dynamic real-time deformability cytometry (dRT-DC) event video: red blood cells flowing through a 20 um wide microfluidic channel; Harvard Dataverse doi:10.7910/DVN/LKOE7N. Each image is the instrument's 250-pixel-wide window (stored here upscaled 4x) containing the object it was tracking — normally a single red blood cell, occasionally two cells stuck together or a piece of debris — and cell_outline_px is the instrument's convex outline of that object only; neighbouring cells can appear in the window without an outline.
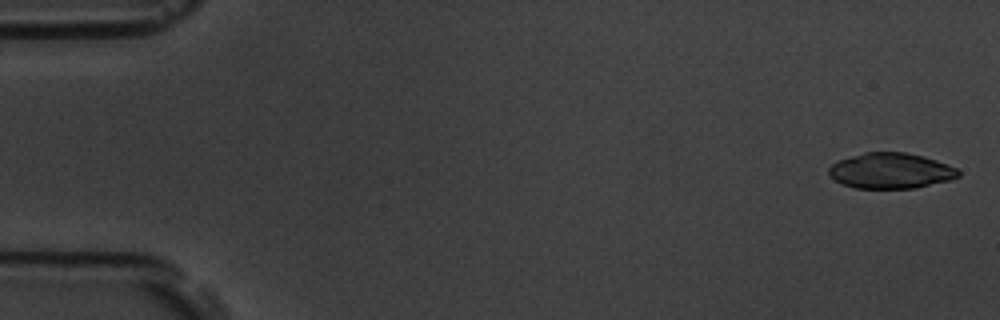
{"species": "common noctule bat (a hibernating species)", "species_latin": "Nyctalus noctula", "temperature_condition": "room temperature", "stored_images_in_passage": 5, "camera_frame_rate_fps": 3000, "um_per_image_px": 0.085, "animal": {"sex": "male", "body_mass_g": 19.5, "forearm_length_mm": 54.6}, "frame": {"image": 1, "passage_image": 1, "time_ms": 0.0, "image_size_px": [1000, 320], "cell_outline_px": [[960, 176], [948, 180], [916, 188], [856, 188], [844, 184], [836, 180], [828, 172], [828, 168], [832, 164], [840, 160], [864, 152], [904, 152], [924, 156], [936, 160], [956, 168], [960, 172]], "centroid_in_image_um": [75.73, 14.51], "position_along_channel_um": 9.3, "area_um2": 26.59}}